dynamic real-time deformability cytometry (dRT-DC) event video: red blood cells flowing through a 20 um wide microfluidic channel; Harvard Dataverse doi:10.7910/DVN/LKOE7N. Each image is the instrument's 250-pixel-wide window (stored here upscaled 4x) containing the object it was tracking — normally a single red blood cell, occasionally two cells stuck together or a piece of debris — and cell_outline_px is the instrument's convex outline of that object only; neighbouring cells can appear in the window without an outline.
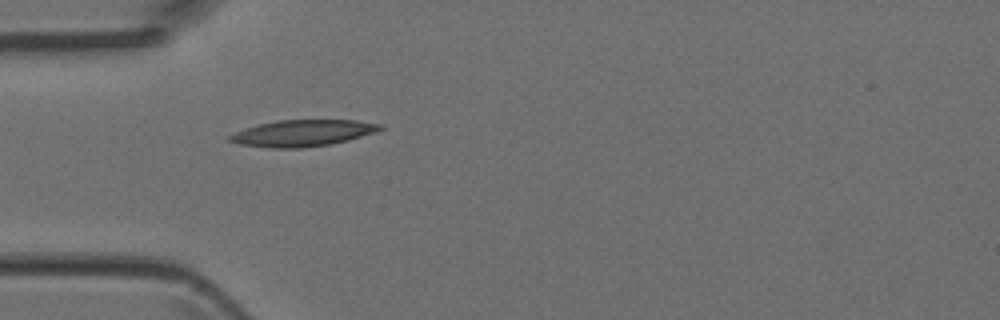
{"species": "Egyptian fruit bat (a non-hibernating species)", "species_latin": "Rousettus aegyptiacus", "temperature_condition": "room temperature", "stored_images_in_passage": 1, "camera_frame_rate_fps": 3000, "um_per_image_px": 0.085, "animal": {"sex": "female"}, "frame": {"image": 1, "passage_image": 1, "time_ms": 0.0, "image_size_px": [1000, 320], "cell_outline_px": [[384, 128], [376, 132], [348, 140], [332, 144], [300, 148], [272, 148], [240, 144], [228, 140], [228, 136], [236, 132], [260, 124], [276, 120], [356, 120], [384, 124]], "centroid_in_image_um": [25.79, 11.31], "position_along_channel_um": 59.2, "area_um2": 23.12}}